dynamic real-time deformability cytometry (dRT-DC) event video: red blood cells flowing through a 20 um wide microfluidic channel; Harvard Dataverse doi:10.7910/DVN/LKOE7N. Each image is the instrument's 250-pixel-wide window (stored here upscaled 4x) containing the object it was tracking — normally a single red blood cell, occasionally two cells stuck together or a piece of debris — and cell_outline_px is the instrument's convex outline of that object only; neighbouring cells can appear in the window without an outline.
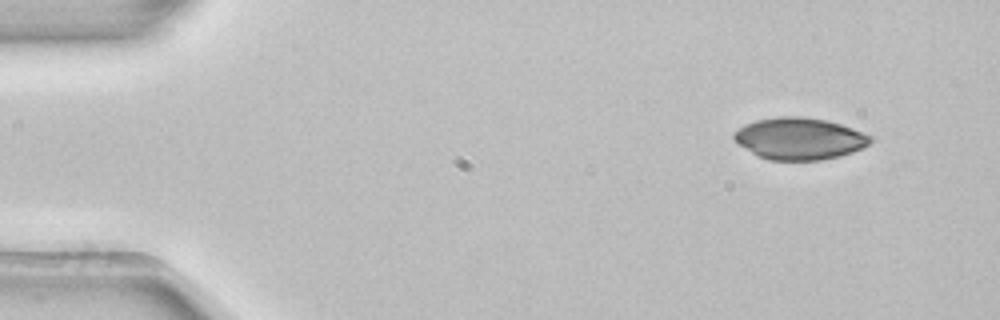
{"species": "common noctule bat (a hibernating species)", "species_latin": "Nyctalus noctula", "temperature_condition": "room temperature", "stored_images_in_passage": 4, "camera_frame_rate_fps": 3000, "um_per_image_px": 0.085, "animal": {"sex": "female", "body_mass_g": 22.7, "forearm_length_mm": 54.2}, "frame": {"image": 1, "passage_image": 1, "time_ms": 0.0, "image_size_px": [1000, 320], "cell_outline_px": [[876, 136], [864, 148], [840, 156], [820, 160], [768, 160], [752, 152], [740, 144], [732, 136], [732, 132], [744, 124], [756, 120], [780, 116], [800, 116], [828, 120]], "centroid_in_image_um": [67.99, 11.77], "position_along_channel_um": 17.0, "area_um2": 33.41}}